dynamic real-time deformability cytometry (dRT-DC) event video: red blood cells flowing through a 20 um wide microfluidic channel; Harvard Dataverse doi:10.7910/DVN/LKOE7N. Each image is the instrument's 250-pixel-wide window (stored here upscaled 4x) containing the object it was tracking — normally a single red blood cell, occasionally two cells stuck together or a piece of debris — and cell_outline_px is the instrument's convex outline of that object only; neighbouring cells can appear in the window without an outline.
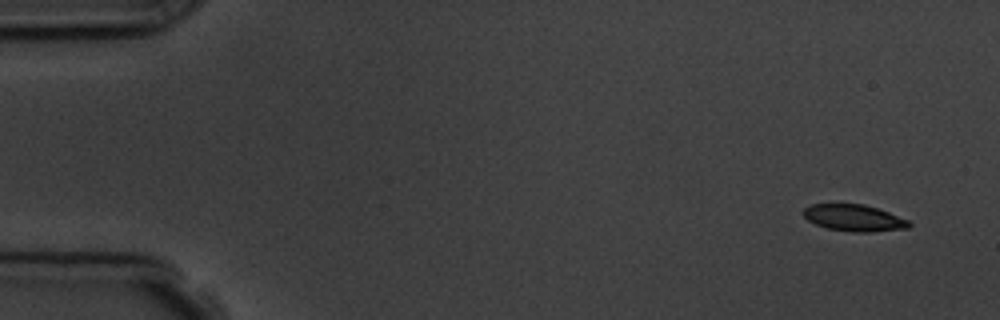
{"species": "common noctule bat (a hibernating species)", "species_latin": "Nyctalus noctula", "temperature_condition": "room temperature", "stored_images_in_passage": 6, "camera_frame_rate_fps": 3000, "um_per_image_px": 0.085, "animal": {"sex": "male", "body_mass_g": 19.5, "forearm_length_mm": 54.6}, "frame": {"image": 1, "passage_image": 1, "time_ms": 0.0, "image_size_px": [1000, 320], "cell_outline_px": [[912, 224], [908, 228], [872, 232], [852, 232], [828, 228], [816, 224], [808, 220], [804, 216], [804, 208], [812, 204], [864, 204], [888, 212], [908, 220]], "centroid_in_image_um": [72.61, 18.52], "position_along_channel_um": 12.4, "area_um2": 16.24}}